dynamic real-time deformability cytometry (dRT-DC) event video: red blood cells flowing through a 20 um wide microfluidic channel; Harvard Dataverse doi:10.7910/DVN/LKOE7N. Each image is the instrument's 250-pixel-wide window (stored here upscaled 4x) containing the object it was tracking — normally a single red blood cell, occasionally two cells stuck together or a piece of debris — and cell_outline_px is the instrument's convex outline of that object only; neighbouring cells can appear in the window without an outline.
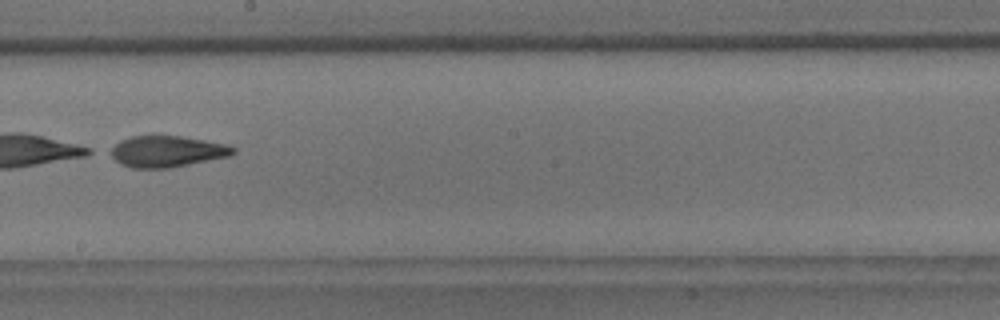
{"species": "common noctule bat (a hibernating species)", "species_latin": "Nyctalus noctula", "temperature_condition": "room temperature", "stored_images_in_passage": 53, "camera_frame_rate_fps": 3000, "um_per_image_px": 0.085, "animal": {"sex": "male", "body_mass_g": 18.8}, "frame": {"image": 1, "passage_image": 30, "time_ms": 9.667, "image_size_px": [1000, 320], "cell_outline_px": [[236, 152], [228, 156], [172, 168], [132, 168], [120, 164], [104, 152], [108, 148], [120, 140], [132, 136], [152, 132], [180, 136], [204, 140], [224, 144], [236, 148]], "centroid_in_image_um": [14.06, 12.84], "position_along_channel_um": 234.1, "area_um2": 23.29}}